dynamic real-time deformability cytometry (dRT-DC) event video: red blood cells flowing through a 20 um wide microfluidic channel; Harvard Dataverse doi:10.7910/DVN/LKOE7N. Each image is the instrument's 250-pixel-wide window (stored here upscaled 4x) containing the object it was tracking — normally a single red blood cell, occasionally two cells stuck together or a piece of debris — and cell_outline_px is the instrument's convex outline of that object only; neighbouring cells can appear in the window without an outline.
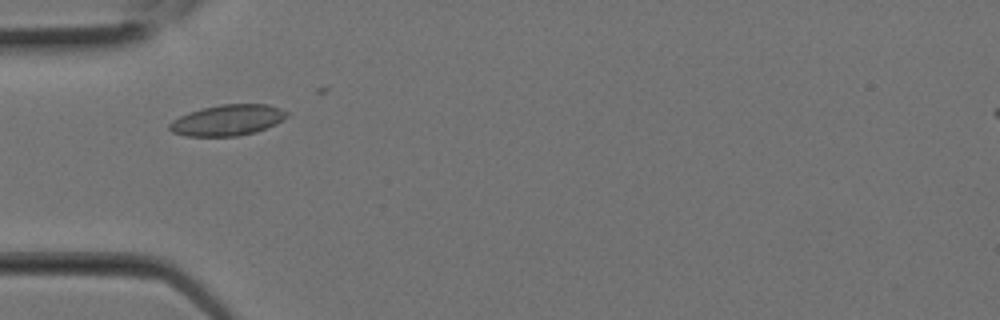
{"species": "Egyptian fruit bat (a non-hibernating species)", "species_latin": "Rousettus aegyptiacus", "temperature_condition": "room temperature", "stored_images_in_passage": 1, "camera_frame_rate_fps": 3000, "um_per_image_px": 0.085, "animal": {"sex": "female"}, "frame": {"image": 1, "passage_image": 1, "time_ms": 0.0, "image_size_px": [1000, 320], "cell_outline_px": [[288, 116], [276, 124], [256, 132], [236, 136], [184, 136], [172, 132], [168, 128], [168, 124], [172, 120], [188, 112], [220, 104], [268, 104], [280, 108], [288, 112]], "centroid_in_image_um": [19.33, 10.21], "position_along_channel_um": 65.7, "area_um2": 21.21}}